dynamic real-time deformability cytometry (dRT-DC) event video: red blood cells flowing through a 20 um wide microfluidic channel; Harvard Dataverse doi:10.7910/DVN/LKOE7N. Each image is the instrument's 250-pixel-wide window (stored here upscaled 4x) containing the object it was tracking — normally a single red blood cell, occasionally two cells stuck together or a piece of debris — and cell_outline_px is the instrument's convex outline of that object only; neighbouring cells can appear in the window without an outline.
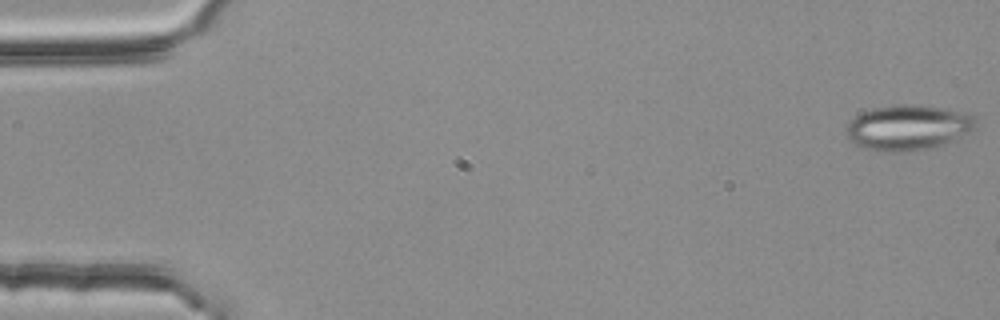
{"species": "common noctule bat (a hibernating species)", "species_latin": "Nyctalus noctula", "temperature_condition": "room temperature", "stored_images_in_passage": 10, "camera_frame_rate_fps": 3000, "um_per_image_px": 0.085, "animal": {"sex": "female", "body_mass_g": 25.1}, "frame": {"image": 1, "passage_image": 1, "time_ms": 0.0, "image_size_px": [1000, 320], "cell_outline_px": [[976, 124], [968, 132], [952, 140], [928, 148], [904, 152], [880, 152], [864, 148], [856, 144], [848, 136], [848, 120], [860, 112], [876, 108], [900, 104], [924, 104], [968, 112], [976, 116]], "centroid_in_image_um": [77.19, 10.81], "position_along_channel_um": 7.8, "area_um2": 34.22}}